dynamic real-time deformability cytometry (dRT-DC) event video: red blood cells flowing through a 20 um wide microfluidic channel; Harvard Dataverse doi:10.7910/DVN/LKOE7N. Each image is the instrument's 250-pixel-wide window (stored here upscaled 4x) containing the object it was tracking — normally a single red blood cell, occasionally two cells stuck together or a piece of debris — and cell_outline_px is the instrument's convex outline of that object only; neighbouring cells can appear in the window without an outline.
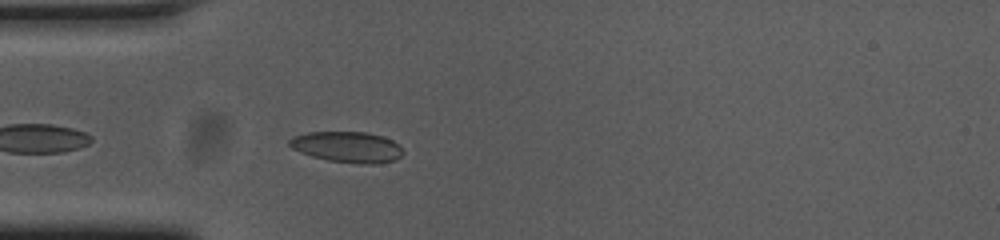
{"species": "common noctule bat (a hibernating species)", "species_latin": "Nyctalus noctula", "temperature_condition": "cold", "stored_images_in_passage": 37, "camera_frame_rate_fps": 3000, "um_per_image_px": 0.085, "animal": {"sex": "female", "body_mass_g": 23.0, "forearm_length_mm": 53.4}, "frame": {"image": 1, "passage_image": 3, "time_ms": 0.667, "image_size_px": [1000, 240], "cell_outline_px": [[404, 152], [396, 160], [376, 164], [360, 164], [328, 160], [312, 156], [300, 152], [292, 148], [288, 144], [288, 140], [292, 136], [308, 132], [364, 132], [384, 136], [400, 144]], "centroid_in_image_um": [29.54, 12.49], "position_along_channel_um": 55.5, "area_um2": 20.63}}
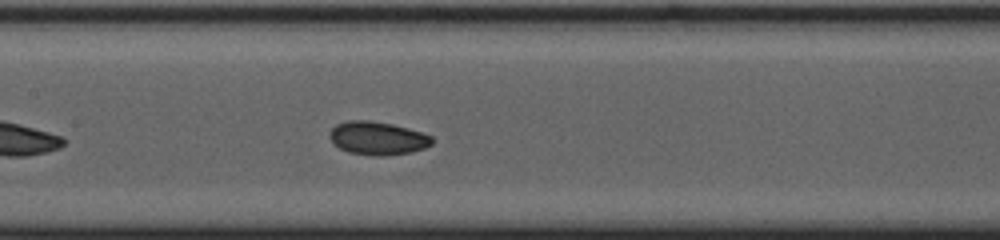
{"frame": {"image": 2, "passage_image": 13, "time_ms": 4.0, "image_size_px": [1000, 240], "cell_outline_px": [[432, 144], [424, 148], [412, 152], [384, 156], [376, 156], [348, 152], [340, 148], [328, 136], [332, 128], [336, 124], [348, 120], [368, 120], [392, 124], [408, 128], [432, 136]], "centroid_in_image_um": [32.09, 11.74], "position_along_channel_um": 175.3, "area_um2": 19.77}}
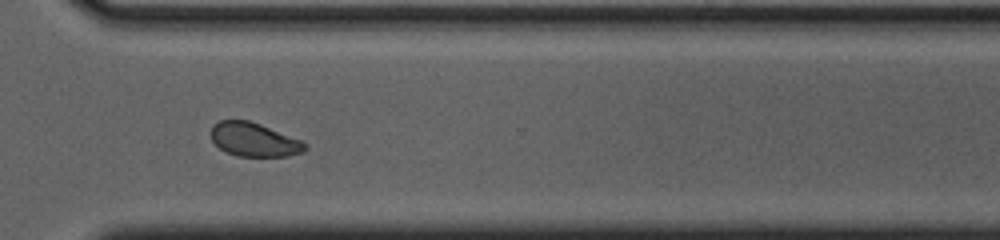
{"frame": {"image": 3, "passage_image": 27, "time_ms": 8.667, "image_size_px": [1000, 240], "cell_outline_px": [[308, 148], [304, 152], [288, 156], [240, 156], [228, 152], [220, 148], [212, 140], [208, 132], [212, 124], [220, 120], [248, 120], [260, 124], [304, 140], [308, 144]], "centroid_in_image_um": [21.62, 11.85], "position_along_channel_um": 349.0, "area_um2": 18.84}, "authors_computed_cell_mechanics": {"area_um2": 19.1318, "velocity_mm_per_s": 3.7254, "shape_relaxation_time_tau1_ms": 11.0703, "shape_relaxation_time_tau2_ms": 1.9723, "deformation_change_tau1": 0.2563, "deformation_change_tau2": 0.0558}}